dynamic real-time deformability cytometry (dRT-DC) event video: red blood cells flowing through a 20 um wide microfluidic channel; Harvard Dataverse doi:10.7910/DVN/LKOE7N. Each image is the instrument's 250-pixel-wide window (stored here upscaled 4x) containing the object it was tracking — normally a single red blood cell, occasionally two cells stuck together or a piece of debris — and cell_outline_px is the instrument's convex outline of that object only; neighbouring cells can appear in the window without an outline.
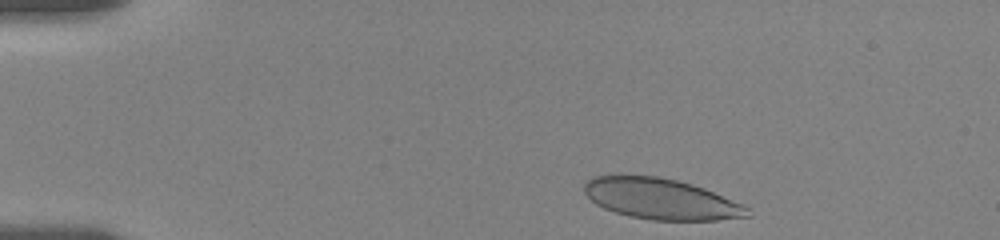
{"species": "human", "species_latin": "Homo sapiens", "temperature_condition": "room temperature", "stored_images_in_passage": 41, "camera_frame_rate_fps": 3000, "um_per_image_px": 0.085, "donor": {"sex": "female"}, "frame": {"image": 1, "passage_image": 2, "time_ms": 0.333, "image_size_px": [1000, 240], "cell_outline_px": [[752, 216], [716, 220], [652, 220], [628, 216], [604, 208], [596, 204], [584, 192], [584, 184], [592, 176], [660, 176], [692, 184], [704, 188], [744, 204], [752, 208]], "centroid_in_image_um": [56.25, 16.92], "position_along_channel_um": 28.8, "area_um2": 38.9}}
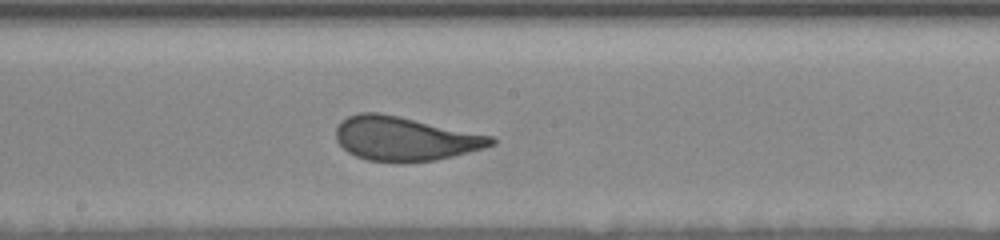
{"frame": {"image": 2, "passage_image": 24, "time_ms": 7.667, "image_size_px": [1000, 240], "cell_outline_px": [[496, 144], [484, 148], [452, 156], [432, 160], [368, 160], [356, 156], [348, 152], [336, 140], [336, 124], [340, 120], [348, 116], [360, 112], [380, 112], [400, 116], [492, 136], [496, 140]], "centroid_in_image_um": [34.38, 11.74], "position_along_channel_um": 213.8, "area_um2": 39.25}}
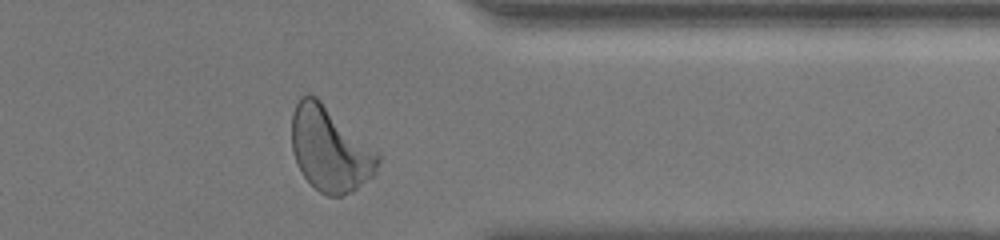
{"frame": {"image": 3, "passage_image": 39, "time_ms": 12.667, "image_size_px": [1000, 240], "cell_outline_px": [[380, 160], [376, 176], [352, 192], [340, 196], [328, 196], [320, 192], [300, 172], [292, 152], [292, 112], [300, 96], [308, 92], [316, 96], [380, 152]], "centroid_in_image_um": [28.08, 12.67], "position_along_channel_um": 383.3, "area_um2": 43.23}, "authors_computed_cell_mechanics": {"area_um2": 40.3444, "velocity_mm_per_s": 3.5013, "shape_relaxation_time_tau1_ms": 3.3796, "shape_relaxation_time_tau2_ms": null, "deformation_change_tau1": 0.1601, "deformation_change_tau2": null}}